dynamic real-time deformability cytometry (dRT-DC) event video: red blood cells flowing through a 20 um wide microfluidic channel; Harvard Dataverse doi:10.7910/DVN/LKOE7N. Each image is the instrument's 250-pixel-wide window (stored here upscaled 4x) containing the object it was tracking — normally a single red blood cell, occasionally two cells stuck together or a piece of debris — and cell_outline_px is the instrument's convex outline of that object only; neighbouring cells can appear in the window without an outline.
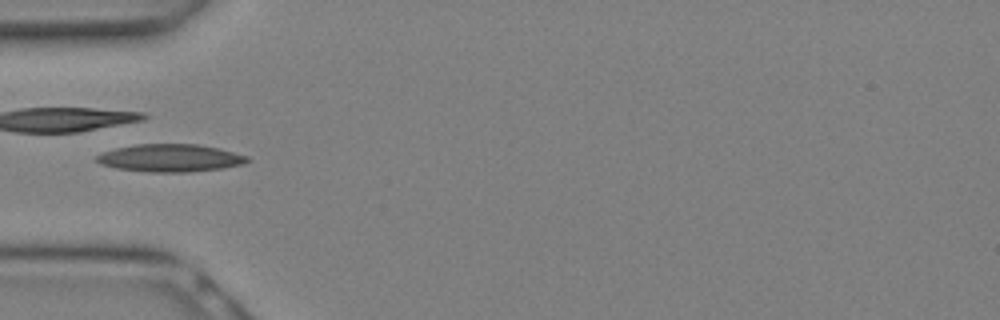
{"species": "Egyptian fruit bat (a non-hibernating species)", "species_latin": "Rousettus aegyptiacus", "temperature_condition": "warm", "stored_images_in_passage": 10, "camera_frame_rate_fps": 3000, "um_per_image_px": 0.085, "animal": {"sex": "female"}, "frame": {"image": 1, "passage_image": 9, "time_ms": 2.667, "image_size_px": [1000, 320], "cell_outline_px": [[252, 160], [244, 164], [224, 168], [188, 172], [148, 172], [116, 168], [100, 164], [96, 160], [96, 156], [104, 152], [116, 148], [136, 144], [196, 144], [216, 148], [248, 156]], "centroid_in_image_um": [14.48, 13.44], "position_along_channel_um": 70.5, "area_um2": 24.22}}